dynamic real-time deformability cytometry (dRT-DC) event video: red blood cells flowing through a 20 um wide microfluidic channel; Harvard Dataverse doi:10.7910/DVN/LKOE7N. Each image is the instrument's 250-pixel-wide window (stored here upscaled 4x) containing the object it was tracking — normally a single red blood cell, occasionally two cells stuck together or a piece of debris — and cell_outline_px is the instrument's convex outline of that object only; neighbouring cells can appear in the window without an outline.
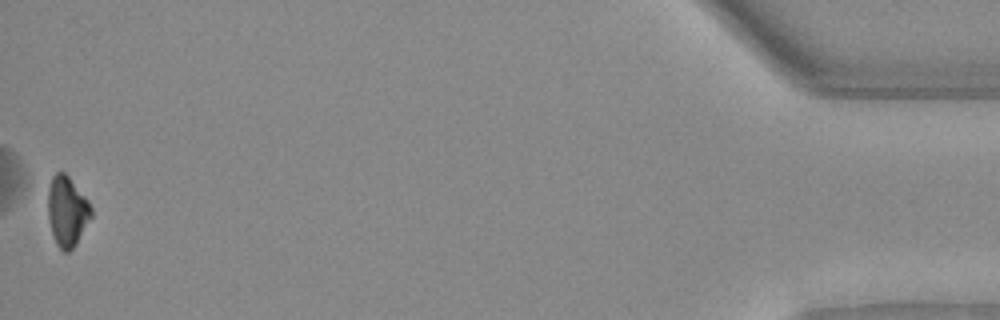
{"species": "Egyptian fruit bat (a non-hibernating species)", "species_latin": "Rousettus aegyptiacus", "temperature_condition": "warm", "stored_images_in_passage": 50, "camera_frame_rate_fps": 3000, "um_per_image_px": 0.085, "animal": {"sex": "female"}, "frame": {"image": 1, "passage_image": 50, "time_ms": 16.333, "image_size_px": [1000, 320], "cell_outline_px": [[92, 216], [76, 244], [68, 252], [64, 252], [56, 244], [48, 220], [48, 188], [52, 176], [56, 172], [64, 172], [68, 176], [88, 200], [92, 208]], "centroid_in_image_um": [5.7, 17.95], "position_along_channel_um": 429.5, "area_um2": 17.63}, "authors_computed_cell_mechanics": {"area_um2": 18.9295, "velocity_mm_per_s": 4.1245, "shape_relaxation_time_tau1_ms": 3.1397, "shape_relaxation_time_tau2_ms": null, "deformation_change_tau1": 0.1512, "deformation_change_tau2": null}}